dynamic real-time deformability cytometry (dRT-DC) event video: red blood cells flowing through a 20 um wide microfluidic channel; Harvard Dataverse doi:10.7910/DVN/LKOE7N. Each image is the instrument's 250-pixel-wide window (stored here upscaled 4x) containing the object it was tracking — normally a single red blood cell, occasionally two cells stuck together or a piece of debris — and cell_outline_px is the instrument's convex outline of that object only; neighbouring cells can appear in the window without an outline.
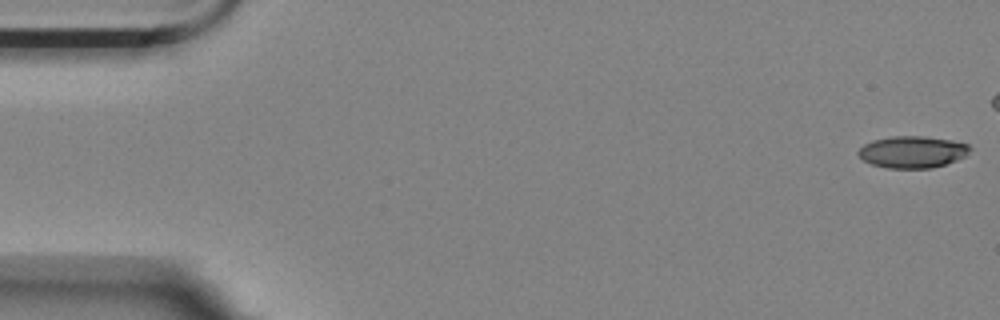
{"species": "Egyptian fruit bat (a non-hibernating species)", "species_latin": "Rousettus aegyptiacus", "temperature_condition": "room temperature", "stored_images_in_passage": 13, "camera_frame_rate_fps": 3000, "um_per_image_px": 0.085, "animal": {"sex": "female"}, "frame": {"image": 1, "passage_image": 1, "time_ms": 0.0, "image_size_px": [1000, 320], "cell_outline_px": [[972, 148], [964, 156], [956, 160], [932, 168], [888, 168], [872, 164], [864, 160], [856, 152], [864, 144], [872, 140], [892, 136], [924, 136], [952, 140], [968, 144]], "centroid_in_image_um": [77.55, 12.9], "position_along_channel_um": 7.5, "area_um2": 20.63}}